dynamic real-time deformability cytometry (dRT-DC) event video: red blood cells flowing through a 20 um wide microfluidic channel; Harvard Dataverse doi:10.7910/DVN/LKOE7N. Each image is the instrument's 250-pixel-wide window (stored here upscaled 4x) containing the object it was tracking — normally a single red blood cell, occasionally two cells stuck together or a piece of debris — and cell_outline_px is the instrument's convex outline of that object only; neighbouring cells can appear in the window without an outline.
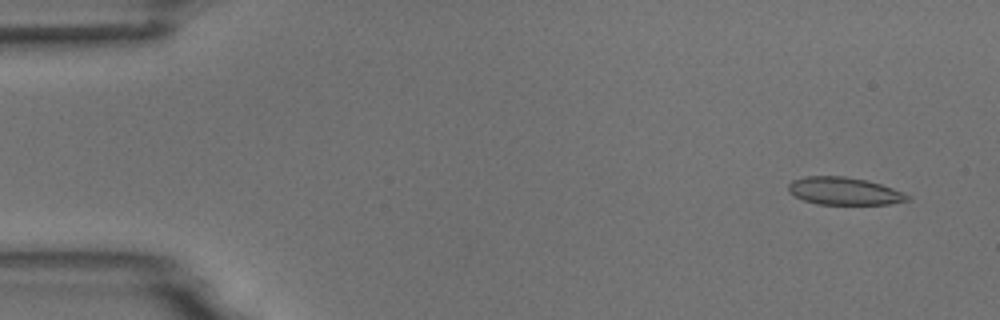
{"species": "common noctule bat (a hibernating species)", "species_latin": "Nyctalus noctula", "temperature_condition": "room temperature", "stored_images_in_passage": 5, "camera_frame_rate_fps": 3000, "um_per_image_px": 0.085, "animal": {"sex": "male", "body_mass_g": 18.8}, "frame": {"image": 1, "passage_image": 1, "time_ms": 0.0, "image_size_px": [1000, 320], "cell_outline_px": [[912, 196], [908, 200], [888, 204], [816, 204], [804, 200], [788, 192], [788, 184], [792, 180], [804, 176], [844, 176], [868, 180], [892, 188]], "centroid_in_image_um": [71.73, 16.23], "position_along_channel_um": 13.3, "area_um2": 19.13}}
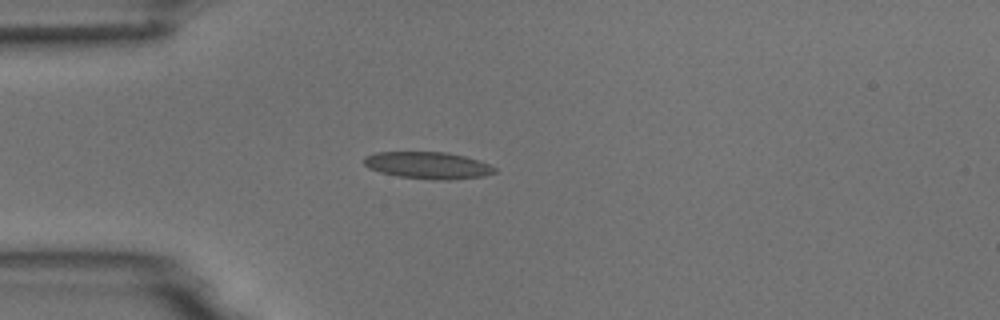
{"frame": {"image": 2, "passage_image": 4, "time_ms": 3.667, "image_size_px": [1000, 320], "cell_outline_px": [[496, 172], [484, 176], [448, 180], [432, 180], [396, 176], [380, 172], [368, 168], [364, 164], [364, 156], [376, 152], [448, 152], [480, 160], [496, 168]], "centroid_in_image_um": [36.37, 14.05], "position_along_channel_um": 48.6, "area_um2": 20.69}}